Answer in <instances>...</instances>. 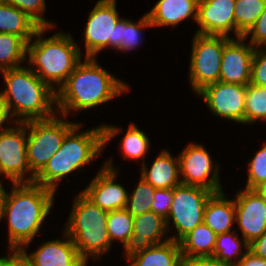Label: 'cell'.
Masks as SVG:
<instances>
[{
    "label": "cell",
    "instance_id": "1",
    "mask_svg": "<svg viewBox=\"0 0 266 266\" xmlns=\"http://www.w3.org/2000/svg\"><path fill=\"white\" fill-rule=\"evenodd\" d=\"M128 90L126 83L104 70L95 57H85L56 91V107L67 117L71 110H84L105 103Z\"/></svg>",
    "mask_w": 266,
    "mask_h": 266
},
{
    "label": "cell",
    "instance_id": "2",
    "mask_svg": "<svg viewBox=\"0 0 266 266\" xmlns=\"http://www.w3.org/2000/svg\"><path fill=\"white\" fill-rule=\"evenodd\" d=\"M55 191L35 183H13L0 220L7 216L9 250L29 245L53 205Z\"/></svg>",
    "mask_w": 266,
    "mask_h": 266
},
{
    "label": "cell",
    "instance_id": "3",
    "mask_svg": "<svg viewBox=\"0 0 266 266\" xmlns=\"http://www.w3.org/2000/svg\"><path fill=\"white\" fill-rule=\"evenodd\" d=\"M79 127L77 124L66 135L60 149L35 176L33 183L56 191L62 178L96 159L106 143L120 130L114 126L102 125L78 133L76 131Z\"/></svg>",
    "mask_w": 266,
    "mask_h": 266
},
{
    "label": "cell",
    "instance_id": "4",
    "mask_svg": "<svg viewBox=\"0 0 266 266\" xmlns=\"http://www.w3.org/2000/svg\"><path fill=\"white\" fill-rule=\"evenodd\" d=\"M7 88L0 92L15 123L45 120L55 116L56 91L42 81L30 68L2 70ZM13 101V102H12ZM14 103V104H13Z\"/></svg>",
    "mask_w": 266,
    "mask_h": 266
},
{
    "label": "cell",
    "instance_id": "5",
    "mask_svg": "<svg viewBox=\"0 0 266 266\" xmlns=\"http://www.w3.org/2000/svg\"><path fill=\"white\" fill-rule=\"evenodd\" d=\"M49 28H40L34 37L36 40L27 43L29 65H36L33 71L51 88L57 91L52 82L58 84V89L66 82L68 76L81 61V51L72 36L56 33L47 39L41 35ZM44 31V32H43Z\"/></svg>",
    "mask_w": 266,
    "mask_h": 266
},
{
    "label": "cell",
    "instance_id": "6",
    "mask_svg": "<svg viewBox=\"0 0 266 266\" xmlns=\"http://www.w3.org/2000/svg\"><path fill=\"white\" fill-rule=\"evenodd\" d=\"M108 211L90 201L82 192L75 197L64 231L74 242L80 257L98 258L111 247L107 230Z\"/></svg>",
    "mask_w": 266,
    "mask_h": 266
},
{
    "label": "cell",
    "instance_id": "7",
    "mask_svg": "<svg viewBox=\"0 0 266 266\" xmlns=\"http://www.w3.org/2000/svg\"><path fill=\"white\" fill-rule=\"evenodd\" d=\"M77 125L63 121L56 116L45 120L26 122L30 130L27 137V158L30 176L25 183H32L35 176L44 168L51 157L60 149L66 135Z\"/></svg>",
    "mask_w": 266,
    "mask_h": 266
},
{
    "label": "cell",
    "instance_id": "8",
    "mask_svg": "<svg viewBox=\"0 0 266 266\" xmlns=\"http://www.w3.org/2000/svg\"><path fill=\"white\" fill-rule=\"evenodd\" d=\"M230 37L195 33L190 60V83L195 93L220 81L222 53Z\"/></svg>",
    "mask_w": 266,
    "mask_h": 266
},
{
    "label": "cell",
    "instance_id": "9",
    "mask_svg": "<svg viewBox=\"0 0 266 266\" xmlns=\"http://www.w3.org/2000/svg\"><path fill=\"white\" fill-rule=\"evenodd\" d=\"M214 192L193 185L179 184L173 188V201L166 219L167 229L169 220L173 219L177 236L169 239L179 242L185 235L204 221V210L208 199Z\"/></svg>",
    "mask_w": 266,
    "mask_h": 266
},
{
    "label": "cell",
    "instance_id": "10",
    "mask_svg": "<svg viewBox=\"0 0 266 266\" xmlns=\"http://www.w3.org/2000/svg\"><path fill=\"white\" fill-rule=\"evenodd\" d=\"M0 133V174L12 183H25L24 175L30 171L27 158L26 122L15 123Z\"/></svg>",
    "mask_w": 266,
    "mask_h": 266
},
{
    "label": "cell",
    "instance_id": "11",
    "mask_svg": "<svg viewBox=\"0 0 266 266\" xmlns=\"http://www.w3.org/2000/svg\"><path fill=\"white\" fill-rule=\"evenodd\" d=\"M179 170L183 175L182 184L200 186L214 193L220 192L219 167L212 163L209 153L203 146L190 143L179 154ZM212 172V177L208 179Z\"/></svg>",
    "mask_w": 266,
    "mask_h": 266
},
{
    "label": "cell",
    "instance_id": "12",
    "mask_svg": "<svg viewBox=\"0 0 266 266\" xmlns=\"http://www.w3.org/2000/svg\"><path fill=\"white\" fill-rule=\"evenodd\" d=\"M116 0H99L90 12L85 27L86 57H95L103 48H113L114 27L121 19Z\"/></svg>",
    "mask_w": 266,
    "mask_h": 266
},
{
    "label": "cell",
    "instance_id": "13",
    "mask_svg": "<svg viewBox=\"0 0 266 266\" xmlns=\"http://www.w3.org/2000/svg\"><path fill=\"white\" fill-rule=\"evenodd\" d=\"M246 89L247 86L218 81L197 94L215 115L245 124Z\"/></svg>",
    "mask_w": 266,
    "mask_h": 266
},
{
    "label": "cell",
    "instance_id": "14",
    "mask_svg": "<svg viewBox=\"0 0 266 266\" xmlns=\"http://www.w3.org/2000/svg\"><path fill=\"white\" fill-rule=\"evenodd\" d=\"M236 222L242 231L243 246L249 250V243L266 232V202L255 191L245 188L236 194Z\"/></svg>",
    "mask_w": 266,
    "mask_h": 266
},
{
    "label": "cell",
    "instance_id": "15",
    "mask_svg": "<svg viewBox=\"0 0 266 266\" xmlns=\"http://www.w3.org/2000/svg\"><path fill=\"white\" fill-rule=\"evenodd\" d=\"M92 182L81 192L95 205L107 211L126 209L128 192L118 183H115L117 169H113L110 161H106Z\"/></svg>",
    "mask_w": 266,
    "mask_h": 266
},
{
    "label": "cell",
    "instance_id": "16",
    "mask_svg": "<svg viewBox=\"0 0 266 266\" xmlns=\"http://www.w3.org/2000/svg\"><path fill=\"white\" fill-rule=\"evenodd\" d=\"M245 37L230 39L224 46L220 81L247 86L251 81L252 59L255 47L244 44Z\"/></svg>",
    "mask_w": 266,
    "mask_h": 266
},
{
    "label": "cell",
    "instance_id": "17",
    "mask_svg": "<svg viewBox=\"0 0 266 266\" xmlns=\"http://www.w3.org/2000/svg\"><path fill=\"white\" fill-rule=\"evenodd\" d=\"M168 230L166 219L153 211L135 216L133 234L124 245L126 258L129 259L154 244L168 241L169 238L162 241Z\"/></svg>",
    "mask_w": 266,
    "mask_h": 266
},
{
    "label": "cell",
    "instance_id": "18",
    "mask_svg": "<svg viewBox=\"0 0 266 266\" xmlns=\"http://www.w3.org/2000/svg\"><path fill=\"white\" fill-rule=\"evenodd\" d=\"M236 0H199L196 32L205 35H223L229 37L234 31V10Z\"/></svg>",
    "mask_w": 266,
    "mask_h": 266
},
{
    "label": "cell",
    "instance_id": "19",
    "mask_svg": "<svg viewBox=\"0 0 266 266\" xmlns=\"http://www.w3.org/2000/svg\"><path fill=\"white\" fill-rule=\"evenodd\" d=\"M67 240L60 239L42 244L37 251L27 255L34 266H86L80 257L73 240L66 234Z\"/></svg>",
    "mask_w": 266,
    "mask_h": 266
},
{
    "label": "cell",
    "instance_id": "20",
    "mask_svg": "<svg viewBox=\"0 0 266 266\" xmlns=\"http://www.w3.org/2000/svg\"><path fill=\"white\" fill-rule=\"evenodd\" d=\"M199 0H159L148 12L152 26H176L192 16L197 21Z\"/></svg>",
    "mask_w": 266,
    "mask_h": 266
},
{
    "label": "cell",
    "instance_id": "21",
    "mask_svg": "<svg viewBox=\"0 0 266 266\" xmlns=\"http://www.w3.org/2000/svg\"><path fill=\"white\" fill-rule=\"evenodd\" d=\"M179 159H173L168 151H162L151 165L150 170L142 164L141 178L156 189L174 188L181 184Z\"/></svg>",
    "mask_w": 266,
    "mask_h": 266
},
{
    "label": "cell",
    "instance_id": "22",
    "mask_svg": "<svg viewBox=\"0 0 266 266\" xmlns=\"http://www.w3.org/2000/svg\"><path fill=\"white\" fill-rule=\"evenodd\" d=\"M236 222L234 200H228L223 191L213 193L204 210V221L216 235L231 231Z\"/></svg>",
    "mask_w": 266,
    "mask_h": 266
},
{
    "label": "cell",
    "instance_id": "23",
    "mask_svg": "<svg viewBox=\"0 0 266 266\" xmlns=\"http://www.w3.org/2000/svg\"><path fill=\"white\" fill-rule=\"evenodd\" d=\"M40 28L23 11L0 0V33L20 36L28 43Z\"/></svg>",
    "mask_w": 266,
    "mask_h": 266
},
{
    "label": "cell",
    "instance_id": "24",
    "mask_svg": "<svg viewBox=\"0 0 266 266\" xmlns=\"http://www.w3.org/2000/svg\"><path fill=\"white\" fill-rule=\"evenodd\" d=\"M181 256L179 242L169 239L154 244L128 260H131L129 266H178Z\"/></svg>",
    "mask_w": 266,
    "mask_h": 266
},
{
    "label": "cell",
    "instance_id": "25",
    "mask_svg": "<svg viewBox=\"0 0 266 266\" xmlns=\"http://www.w3.org/2000/svg\"><path fill=\"white\" fill-rule=\"evenodd\" d=\"M216 236L205 223L198 225L179 241L182 255L191 258H212Z\"/></svg>",
    "mask_w": 266,
    "mask_h": 266
},
{
    "label": "cell",
    "instance_id": "26",
    "mask_svg": "<svg viewBox=\"0 0 266 266\" xmlns=\"http://www.w3.org/2000/svg\"><path fill=\"white\" fill-rule=\"evenodd\" d=\"M153 27L148 14H145L137 23L121 18L114 27L113 48L119 51H130L140 43L141 29Z\"/></svg>",
    "mask_w": 266,
    "mask_h": 266
},
{
    "label": "cell",
    "instance_id": "27",
    "mask_svg": "<svg viewBox=\"0 0 266 266\" xmlns=\"http://www.w3.org/2000/svg\"><path fill=\"white\" fill-rule=\"evenodd\" d=\"M266 7V0H236L234 32L237 38L244 37L254 26Z\"/></svg>",
    "mask_w": 266,
    "mask_h": 266
},
{
    "label": "cell",
    "instance_id": "28",
    "mask_svg": "<svg viewBox=\"0 0 266 266\" xmlns=\"http://www.w3.org/2000/svg\"><path fill=\"white\" fill-rule=\"evenodd\" d=\"M27 56V42L20 36L0 33V71L20 67Z\"/></svg>",
    "mask_w": 266,
    "mask_h": 266
},
{
    "label": "cell",
    "instance_id": "29",
    "mask_svg": "<svg viewBox=\"0 0 266 266\" xmlns=\"http://www.w3.org/2000/svg\"><path fill=\"white\" fill-rule=\"evenodd\" d=\"M133 227L134 217L126 209L108 211L107 230L111 243L118 239L125 245L133 234Z\"/></svg>",
    "mask_w": 266,
    "mask_h": 266
},
{
    "label": "cell",
    "instance_id": "30",
    "mask_svg": "<svg viewBox=\"0 0 266 266\" xmlns=\"http://www.w3.org/2000/svg\"><path fill=\"white\" fill-rule=\"evenodd\" d=\"M266 120V87L249 83L245 96V123Z\"/></svg>",
    "mask_w": 266,
    "mask_h": 266
},
{
    "label": "cell",
    "instance_id": "31",
    "mask_svg": "<svg viewBox=\"0 0 266 266\" xmlns=\"http://www.w3.org/2000/svg\"><path fill=\"white\" fill-rule=\"evenodd\" d=\"M241 246L242 244L237 234L231 231L218 234L212 258L223 266H233L235 261H232V257L233 255L237 258L239 257Z\"/></svg>",
    "mask_w": 266,
    "mask_h": 266
},
{
    "label": "cell",
    "instance_id": "32",
    "mask_svg": "<svg viewBox=\"0 0 266 266\" xmlns=\"http://www.w3.org/2000/svg\"><path fill=\"white\" fill-rule=\"evenodd\" d=\"M149 140L143 131H140L137 126L131 124L126 135L122 138L121 150H123V159L127 157L131 159H144L148 149Z\"/></svg>",
    "mask_w": 266,
    "mask_h": 266
},
{
    "label": "cell",
    "instance_id": "33",
    "mask_svg": "<svg viewBox=\"0 0 266 266\" xmlns=\"http://www.w3.org/2000/svg\"><path fill=\"white\" fill-rule=\"evenodd\" d=\"M155 189L150 183L141 178L133 194L128 196L126 210L133 217L150 212Z\"/></svg>",
    "mask_w": 266,
    "mask_h": 266
},
{
    "label": "cell",
    "instance_id": "34",
    "mask_svg": "<svg viewBox=\"0 0 266 266\" xmlns=\"http://www.w3.org/2000/svg\"><path fill=\"white\" fill-rule=\"evenodd\" d=\"M23 11L32 20H34L41 28H52L53 23L43 18L45 11V0H1Z\"/></svg>",
    "mask_w": 266,
    "mask_h": 266
},
{
    "label": "cell",
    "instance_id": "35",
    "mask_svg": "<svg viewBox=\"0 0 266 266\" xmlns=\"http://www.w3.org/2000/svg\"><path fill=\"white\" fill-rule=\"evenodd\" d=\"M248 171L247 189H255L260 184L266 182V144L249 162Z\"/></svg>",
    "mask_w": 266,
    "mask_h": 266
},
{
    "label": "cell",
    "instance_id": "36",
    "mask_svg": "<svg viewBox=\"0 0 266 266\" xmlns=\"http://www.w3.org/2000/svg\"><path fill=\"white\" fill-rule=\"evenodd\" d=\"M251 84L266 87V51L255 48L252 59Z\"/></svg>",
    "mask_w": 266,
    "mask_h": 266
},
{
    "label": "cell",
    "instance_id": "37",
    "mask_svg": "<svg viewBox=\"0 0 266 266\" xmlns=\"http://www.w3.org/2000/svg\"><path fill=\"white\" fill-rule=\"evenodd\" d=\"M173 201V188L155 189L151 211L167 219Z\"/></svg>",
    "mask_w": 266,
    "mask_h": 266
},
{
    "label": "cell",
    "instance_id": "38",
    "mask_svg": "<svg viewBox=\"0 0 266 266\" xmlns=\"http://www.w3.org/2000/svg\"><path fill=\"white\" fill-rule=\"evenodd\" d=\"M249 34H252L250 44L257 48L266 45V7L261 15L258 17L254 26L249 30V32L244 36L248 37Z\"/></svg>",
    "mask_w": 266,
    "mask_h": 266
},
{
    "label": "cell",
    "instance_id": "39",
    "mask_svg": "<svg viewBox=\"0 0 266 266\" xmlns=\"http://www.w3.org/2000/svg\"><path fill=\"white\" fill-rule=\"evenodd\" d=\"M6 266H34L32 261L28 258L25 248L15 249L6 263Z\"/></svg>",
    "mask_w": 266,
    "mask_h": 266
},
{
    "label": "cell",
    "instance_id": "40",
    "mask_svg": "<svg viewBox=\"0 0 266 266\" xmlns=\"http://www.w3.org/2000/svg\"><path fill=\"white\" fill-rule=\"evenodd\" d=\"M233 266H266V259L254 255L246 250Z\"/></svg>",
    "mask_w": 266,
    "mask_h": 266
},
{
    "label": "cell",
    "instance_id": "41",
    "mask_svg": "<svg viewBox=\"0 0 266 266\" xmlns=\"http://www.w3.org/2000/svg\"><path fill=\"white\" fill-rule=\"evenodd\" d=\"M178 266H223L213 258H191L181 256Z\"/></svg>",
    "mask_w": 266,
    "mask_h": 266
},
{
    "label": "cell",
    "instance_id": "42",
    "mask_svg": "<svg viewBox=\"0 0 266 266\" xmlns=\"http://www.w3.org/2000/svg\"><path fill=\"white\" fill-rule=\"evenodd\" d=\"M249 251L258 257L266 259V232L249 243Z\"/></svg>",
    "mask_w": 266,
    "mask_h": 266
},
{
    "label": "cell",
    "instance_id": "43",
    "mask_svg": "<svg viewBox=\"0 0 266 266\" xmlns=\"http://www.w3.org/2000/svg\"><path fill=\"white\" fill-rule=\"evenodd\" d=\"M9 117H11V115L8 110L7 104L5 103L4 99L0 95V133L10 128L9 126L7 128H2L4 121L7 119L9 120Z\"/></svg>",
    "mask_w": 266,
    "mask_h": 266
},
{
    "label": "cell",
    "instance_id": "44",
    "mask_svg": "<svg viewBox=\"0 0 266 266\" xmlns=\"http://www.w3.org/2000/svg\"><path fill=\"white\" fill-rule=\"evenodd\" d=\"M255 191L264 199L266 202V182L260 184L255 188Z\"/></svg>",
    "mask_w": 266,
    "mask_h": 266
},
{
    "label": "cell",
    "instance_id": "45",
    "mask_svg": "<svg viewBox=\"0 0 266 266\" xmlns=\"http://www.w3.org/2000/svg\"><path fill=\"white\" fill-rule=\"evenodd\" d=\"M6 191L4 190L1 182H0V217H1V214H2V209H3V206H4V201H5V197H6Z\"/></svg>",
    "mask_w": 266,
    "mask_h": 266
},
{
    "label": "cell",
    "instance_id": "46",
    "mask_svg": "<svg viewBox=\"0 0 266 266\" xmlns=\"http://www.w3.org/2000/svg\"><path fill=\"white\" fill-rule=\"evenodd\" d=\"M8 257H1L0 258V266H6Z\"/></svg>",
    "mask_w": 266,
    "mask_h": 266
}]
</instances>
